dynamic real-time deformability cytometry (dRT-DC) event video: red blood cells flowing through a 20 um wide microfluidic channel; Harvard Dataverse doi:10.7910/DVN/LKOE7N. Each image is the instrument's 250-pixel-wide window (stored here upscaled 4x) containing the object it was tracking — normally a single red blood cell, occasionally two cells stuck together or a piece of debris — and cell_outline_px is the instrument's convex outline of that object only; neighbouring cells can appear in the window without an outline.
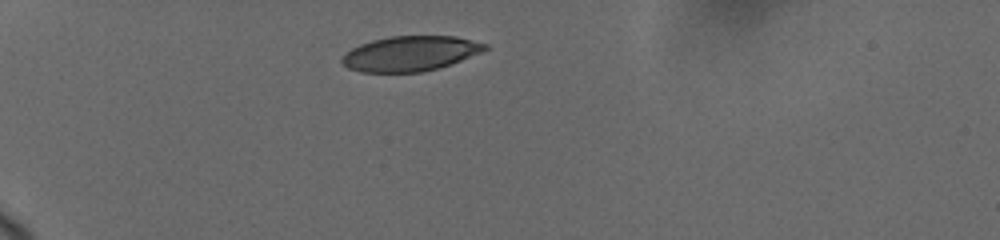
{"species": "human", "species_latin": "Homo sapiens", "temperature_condition": "cold", "stored_images_in_passage": 6, "camera_frame_rate_fps": 3000, "um_per_image_px": 0.085, "donor": {"sex": "female"}, "frame": {"image": 1, "passage_image": 1, "time_ms": 0.0, "image_size_px": [1000, 240], "cell_outline_px": [[488, 48], [480, 52], [440, 68], [420, 72], [360, 72], [348, 68], [340, 60], [352, 48], [360, 44], [372, 40], [388, 36], [456, 36], [488, 44]], "centroid_in_image_um": [34.87, 4.55], "position_along_channel_um": 50.1, "area_um2": 29.02}}
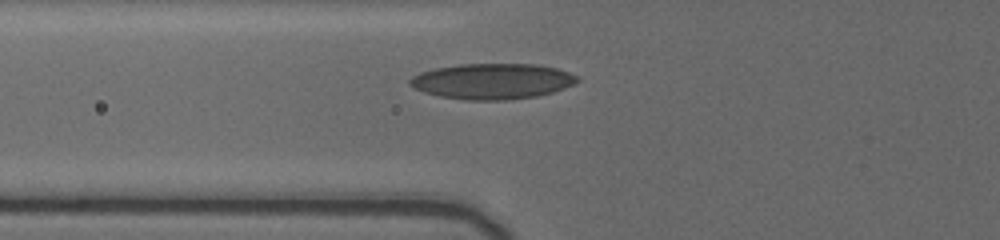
{"frame": {"image": 2, "passage_image": 5, "time_ms": 2.0, "image_size_px": [1000, 240], "cell_outline_px": [[580, 80], [564, 88], [552, 92], [536, 96], [504, 100], [464, 100], [440, 96], [424, 92], [412, 88], [408, 84], [408, 80], [412, 76], [420, 72], [436, 68], [460, 64], [536, 64], [556, 68], [580, 76]], "centroid_in_image_um": [41.82, 6.9], "position_along_channel_um": 84.0, "area_um2": 34.85}}